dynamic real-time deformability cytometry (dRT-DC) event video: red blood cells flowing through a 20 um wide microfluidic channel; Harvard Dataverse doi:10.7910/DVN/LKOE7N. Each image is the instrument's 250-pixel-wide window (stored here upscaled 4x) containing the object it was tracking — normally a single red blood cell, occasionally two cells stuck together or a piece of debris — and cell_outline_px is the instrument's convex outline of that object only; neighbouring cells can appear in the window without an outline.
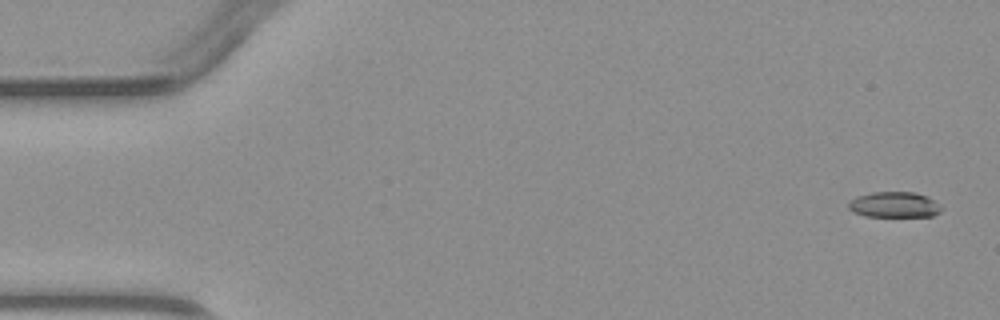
{"species": "common noctule bat (a hibernating species)", "species_latin": "Nyctalus noctula", "temperature_condition": "warm", "stored_images_in_passage": 5, "camera_frame_rate_fps": 3000, "um_per_image_px": 0.085, "animal": {"sex": "male", "body_mass_g": 23.1, "forearm_length_mm": 52.7}, "frame": {"image": 1, "passage_image": 1, "time_ms": 0.0, "image_size_px": [1000, 320], "cell_outline_px": [[944, 208], [940, 212], [932, 216], [864, 216], [852, 212], [848, 208], [848, 204], [856, 196], [872, 192], [916, 192], [928, 196]], "centroid_in_image_um": [76.03, 17.4], "position_along_channel_um": 9.0, "area_um2": 13.99}}
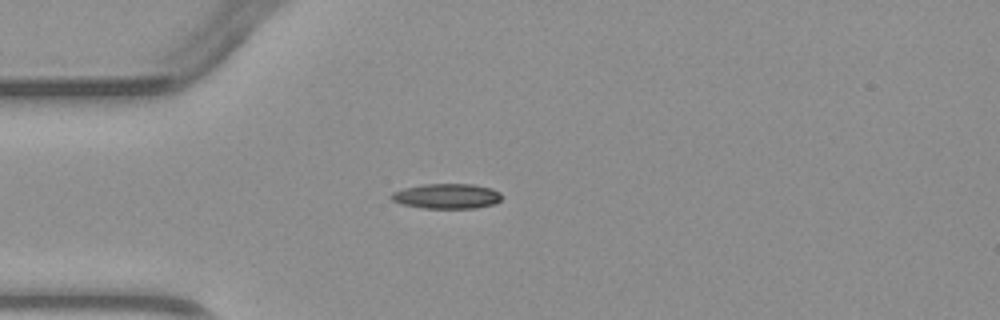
{"frame": {"image": 2, "passage_image": 4, "time_ms": 3.667, "image_size_px": [1000, 320], "cell_outline_px": [[504, 196], [496, 204], [476, 208], [424, 208], [404, 204], [392, 200], [388, 196], [392, 192], [404, 188], [424, 184], [472, 184], [492, 188], [500, 192]], "centroid_in_image_um": [38.02, 16.67], "position_along_channel_um": 47.0, "area_um2": 16.24}}